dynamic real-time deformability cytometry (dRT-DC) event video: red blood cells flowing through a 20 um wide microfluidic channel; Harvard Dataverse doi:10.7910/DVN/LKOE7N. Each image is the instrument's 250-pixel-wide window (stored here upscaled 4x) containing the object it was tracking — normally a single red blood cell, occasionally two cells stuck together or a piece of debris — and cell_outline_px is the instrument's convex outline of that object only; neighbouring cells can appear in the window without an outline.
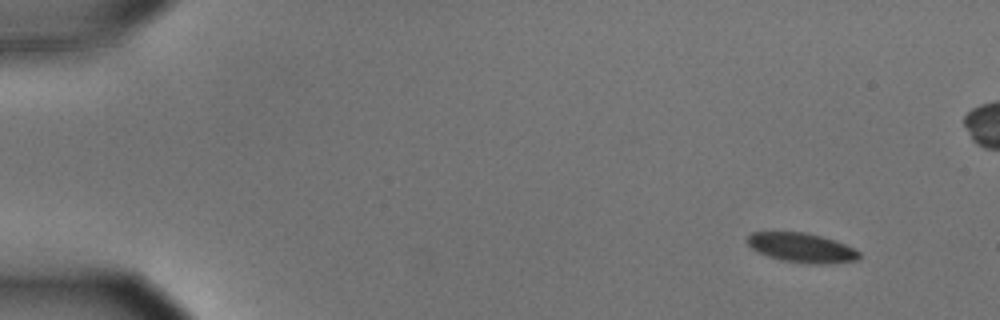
{"species": "common noctule bat (a hibernating species)", "species_latin": "Nyctalus noctula", "temperature_condition": "cold", "stored_images_in_passage": 53, "camera_frame_rate_fps": 3000, "um_per_image_px": 0.085, "animal": {"sex": "male", "body_mass_g": 15.6}, "frame": {"image": 1, "passage_image": 1, "time_ms": 0.0, "image_size_px": [1000, 320], "cell_outline_px": [[860, 260], [828, 264], [808, 264], [780, 260], [756, 252], [744, 240], [752, 232], [804, 232], [836, 240], [860, 252]], "centroid_in_image_um": [68.13, 21.07], "position_along_channel_um": 16.9, "area_um2": 19.42}}
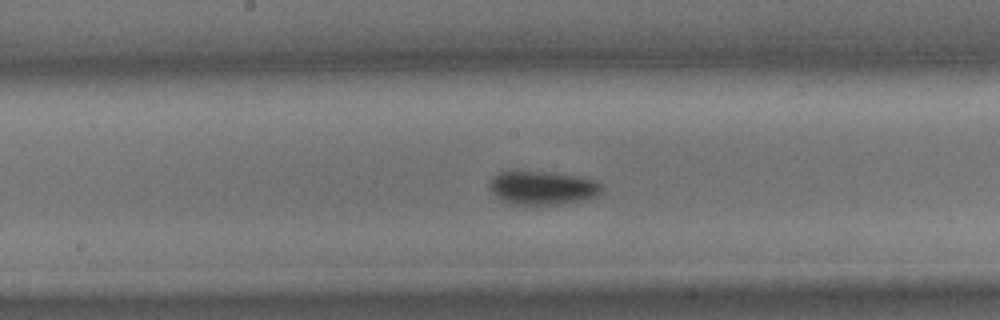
{"frame": {"image": 2, "passage_image": 26, "time_ms": 8.333, "image_size_px": [1000, 320], "cell_outline_px": [[600, 192], [596, 196], [580, 200], [560, 204], [524, 208], [512, 204], [496, 196], [492, 192], [492, 180], [500, 172], [548, 172], [572, 176], [592, 180], [600, 184]], "centroid_in_image_um": [46.09, 16.03], "position_along_channel_um": 202.1, "area_um2": 21.62}}
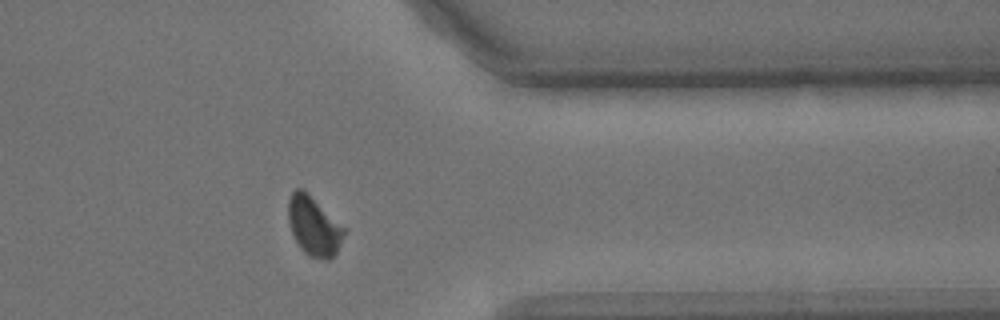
{"frame": {"image": 3, "passage_image": 42, "time_ms": 13.667, "image_size_px": [1000, 320], "cell_outline_px": [[348, 228], [336, 252], [328, 260], [324, 260], [308, 256], [300, 248], [292, 232], [288, 220], [288, 200], [292, 192], [296, 188], [300, 188]], "centroid_in_image_um": [26.7, 19.24], "position_along_channel_um": 384.7, "area_um2": 19.19}, "authors_computed_cell_mechanics": {"area_um2": 20.8658, "velocity_mm_per_s": 3.5846, "shape_relaxation_time_tau1_ms": 2.3396, "shape_relaxation_time_tau2_ms": null, "deformation_change_tau1": 0.0876, "deformation_change_tau2": null}}